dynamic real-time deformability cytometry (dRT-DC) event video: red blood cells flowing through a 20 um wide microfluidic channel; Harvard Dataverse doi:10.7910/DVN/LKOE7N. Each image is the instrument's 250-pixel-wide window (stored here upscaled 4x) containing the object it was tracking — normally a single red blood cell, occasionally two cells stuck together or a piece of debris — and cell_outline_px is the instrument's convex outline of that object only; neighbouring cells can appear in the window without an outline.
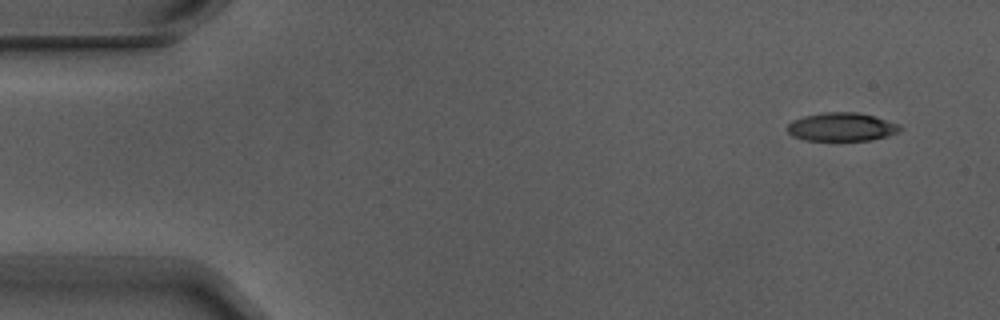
{"species": "Egyptian fruit bat (a non-hibernating species)", "species_latin": "Rousettus aegyptiacus", "temperature_condition": "warm", "stored_images_in_passage": 4, "camera_frame_rate_fps": 3000, "um_per_image_px": 0.085, "animal": {"sex": "male"}, "frame": {"image": 1, "passage_image": 1, "time_ms": 0.0, "image_size_px": [1000, 320], "cell_outline_px": [[904, 128], [900, 132], [888, 136], [868, 140], [804, 140], [792, 136], [788, 132], [788, 124], [792, 120], [804, 116], [824, 112], [860, 112], [900, 124]], "centroid_in_image_um": [71.57, 10.78], "position_along_channel_um": 13.4, "area_um2": 18.79}}